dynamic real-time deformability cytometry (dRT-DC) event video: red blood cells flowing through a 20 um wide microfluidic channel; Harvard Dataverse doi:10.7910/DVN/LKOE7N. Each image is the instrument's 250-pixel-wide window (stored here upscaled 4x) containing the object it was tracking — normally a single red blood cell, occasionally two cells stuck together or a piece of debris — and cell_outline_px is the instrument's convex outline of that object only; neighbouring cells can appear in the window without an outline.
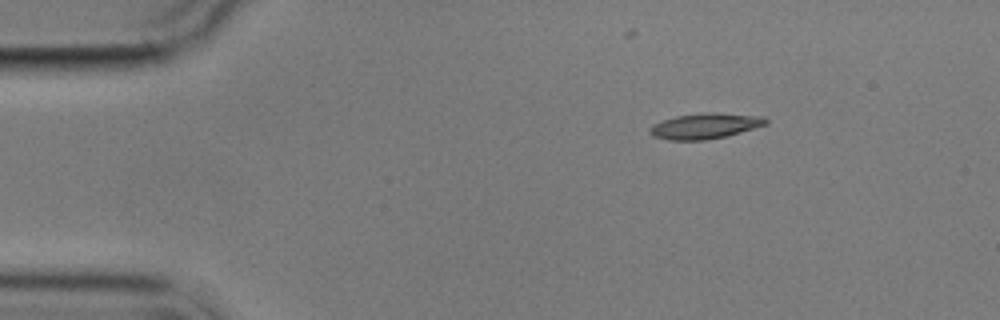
{"species": "common noctule bat (a hibernating species)", "species_latin": "Nyctalus noctula", "temperature_condition": "cold", "stored_images_in_passage": 3, "camera_frame_rate_fps": 3000, "um_per_image_px": 0.085, "animal": {"sex": "male", "body_mass_g": 17.9}, "frame": {"image": 1, "passage_image": 1, "time_ms": 0.0, "image_size_px": [1000, 320], "cell_outline_px": [[768, 124], [740, 132], [724, 136], [704, 140], [668, 140], [652, 136], [648, 132], [648, 128], [652, 124], [676, 116], [712, 112], [764, 116], [768, 120]], "centroid_in_image_um": [59.91, 10.71], "position_along_channel_um": 25.1, "area_um2": 17.22}}